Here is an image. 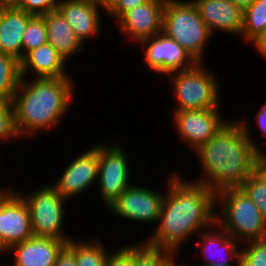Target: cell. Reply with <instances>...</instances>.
Returning a JSON list of instances; mask_svg holds the SVG:
<instances>
[{"mask_svg": "<svg viewBox=\"0 0 266 266\" xmlns=\"http://www.w3.org/2000/svg\"><path fill=\"white\" fill-rule=\"evenodd\" d=\"M169 175L157 226L145 242L177 257L188 239L216 224V194L177 172Z\"/></svg>", "mask_w": 266, "mask_h": 266, "instance_id": "obj_1", "label": "cell"}, {"mask_svg": "<svg viewBox=\"0 0 266 266\" xmlns=\"http://www.w3.org/2000/svg\"><path fill=\"white\" fill-rule=\"evenodd\" d=\"M246 117L229 121L207 142L193 152L202 174L195 182L213 193L240 188L261 165L260 144H256Z\"/></svg>", "mask_w": 266, "mask_h": 266, "instance_id": "obj_2", "label": "cell"}, {"mask_svg": "<svg viewBox=\"0 0 266 266\" xmlns=\"http://www.w3.org/2000/svg\"><path fill=\"white\" fill-rule=\"evenodd\" d=\"M72 80L70 77L21 78L11 103L19 138L33 139L32 135L61 125L74 100Z\"/></svg>", "mask_w": 266, "mask_h": 266, "instance_id": "obj_3", "label": "cell"}, {"mask_svg": "<svg viewBox=\"0 0 266 266\" xmlns=\"http://www.w3.org/2000/svg\"><path fill=\"white\" fill-rule=\"evenodd\" d=\"M216 205V223L238 242L266 239V218L240 188L217 193Z\"/></svg>", "mask_w": 266, "mask_h": 266, "instance_id": "obj_4", "label": "cell"}, {"mask_svg": "<svg viewBox=\"0 0 266 266\" xmlns=\"http://www.w3.org/2000/svg\"><path fill=\"white\" fill-rule=\"evenodd\" d=\"M162 32L182 46L196 62H205L212 34L192 0H166Z\"/></svg>", "mask_w": 266, "mask_h": 266, "instance_id": "obj_5", "label": "cell"}, {"mask_svg": "<svg viewBox=\"0 0 266 266\" xmlns=\"http://www.w3.org/2000/svg\"><path fill=\"white\" fill-rule=\"evenodd\" d=\"M213 72L204 62H197L192 68L170 74L171 94L176 100L173 111L220 108L222 80Z\"/></svg>", "mask_w": 266, "mask_h": 266, "instance_id": "obj_6", "label": "cell"}, {"mask_svg": "<svg viewBox=\"0 0 266 266\" xmlns=\"http://www.w3.org/2000/svg\"><path fill=\"white\" fill-rule=\"evenodd\" d=\"M33 190L27 195L22 191L18 192L28 205L33 237H51L60 240L73 238L66 231L64 232L65 229L62 227L66 219L65 204L68 200L62 197L50 183Z\"/></svg>", "mask_w": 266, "mask_h": 266, "instance_id": "obj_7", "label": "cell"}, {"mask_svg": "<svg viewBox=\"0 0 266 266\" xmlns=\"http://www.w3.org/2000/svg\"><path fill=\"white\" fill-rule=\"evenodd\" d=\"M113 145V146H112ZM107 145L99 142L98 195L104 208H108L125 190L132 185L129 157L118 143ZM131 166V167H130Z\"/></svg>", "mask_w": 266, "mask_h": 266, "instance_id": "obj_8", "label": "cell"}, {"mask_svg": "<svg viewBox=\"0 0 266 266\" xmlns=\"http://www.w3.org/2000/svg\"><path fill=\"white\" fill-rule=\"evenodd\" d=\"M17 190L10 186L0 189V255L33 237L28 205Z\"/></svg>", "mask_w": 266, "mask_h": 266, "instance_id": "obj_9", "label": "cell"}, {"mask_svg": "<svg viewBox=\"0 0 266 266\" xmlns=\"http://www.w3.org/2000/svg\"><path fill=\"white\" fill-rule=\"evenodd\" d=\"M80 153L70 159L59 179L50 184L68 201L87 192L96 184L98 178L99 144H94Z\"/></svg>", "mask_w": 266, "mask_h": 266, "instance_id": "obj_10", "label": "cell"}, {"mask_svg": "<svg viewBox=\"0 0 266 266\" xmlns=\"http://www.w3.org/2000/svg\"><path fill=\"white\" fill-rule=\"evenodd\" d=\"M163 192L132 184L107 208L112 215L142 224H157Z\"/></svg>", "mask_w": 266, "mask_h": 266, "instance_id": "obj_11", "label": "cell"}, {"mask_svg": "<svg viewBox=\"0 0 266 266\" xmlns=\"http://www.w3.org/2000/svg\"><path fill=\"white\" fill-rule=\"evenodd\" d=\"M142 46L146 66L153 73L170 75L192 68L197 62L174 39L160 32L138 43Z\"/></svg>", "mask_w": 266, "mask_h": 266, "instance_id": "obj_12", "label": "cell"}, {"mask_svg": "<svg viewBox=\"0 0 266 266\" xmlns=\"http://www.w3.org/2000/svg\"><path fill=\"white\" fill-rule=\"evenodd\" d=\"M219 113L220 108L173 111L172 123L180 141L193 152L229 121Z\"/></svg>", "mask_w": 266, "mask_h": 266, "instance_id": "obj_13", "label": "cell"}, {"mask_svg": "<svg viewBox=\"0 0 266 266\" xmlns=\"http://www.w3.org/2000/svg\"><path fill=\"white\" fill-rule=\"evenodd\" d=\"M165 3L166 0H150L126 11L114 24L129 42L139 43L162 32Z\"/></svg>", "mask_w": 266, "mask_h": 266, "instance_id": "obj_14", "label": "cell"}, {"mask_svg": "<svg viewBox=\"0 0 266 266\" xmlns=\"http://www.w3.org/2000/svg\"><path fill=\"white\" fill-rule=\"evenodd\" d=\"M198 235L200 242L197 241L196 244L200 248L199 254H202L205 261L199 266H233L232 261L237 262L241 252L240 242L217 223L211 229H206Z\"/></svg>", "mask_w": 266, "mask_h": 266, "instance_id": "obj_15", "label": "cell"}, {"mask_svg": "<svg viewBox=\"0 0 266 266\" xmlns=\"http://www.w3.org/2000/svg\"><path fill=\"white\" fill-rule=\"evenodd\" d=\"M204 24L215 31L241 36L244 10L231 0H192Z\"/></svg>", "mask_w": 266, "mask_h": 266, "instance_id": "obj_16", "label": "cell"}, {"mask_svg": "<svg viewBox=\"0 0 266 266\" xmlns=\"http://www.w3.org/2000/svg\"><path fill=\"white\" fill-rule=\"evenodd\" d=\"M69 240L51 237H32L11 246L13 266H54L58 254Z\"/></svg>", "mask_w": 266, "mask_h": 266, "instance_id": "obj_17", "label": "cell"}, {"mask_svg": "<svg viewBox=\"0 0 266 266\" xmlns=\"http://www.w3.org/2000/svg\"><path fill=\"white\" fill-rule=\"evenodd\" d=\"M57 9L84 45L87 39L98 37L102 28V10L90 0H61Z\"/></svg>", "mask_w": 266, "mask_h": 266, "instance_id": "obj_18", "label": "cell"}, {"mask_svg": "<svg viewBox=\"0 0 266 266\" xmlns=\"http://www.w3.org/2000/svg\"><path fill=\"white\" fill-rule=\"evenodd\" d=\"M67 64H69L67 60L47 42L22 57L20 60L21 77L27 78L30 74L28 78L70 77L66 71Z\"/></svg>", "mask_w": 266, "mask_h": 266, "instance_id": "obj_19", "label": "cell"}, {"mask_svg": "<svg viewBox=\"0 0 266 266\" xmlns=\"http://www.w3.org/2000/svg\"><path fill=\"white\" fill-rule=\"evenodd\" d=\"M32 17L21 8L1 7L0 52L22 59L23 34Z\"/></svg>", "mask_w": 266, "mask_h": 266, "instance_id": "obj_20", "label": "cell"}, {"mask_svg": "<svg viewBox=\"0 0 266 266\" xmlns=\"http://www.w3.org/2000/svg\"><path fill=\"white\" fill-rule=\"evenodd\" d=\"M47 28L48 43H50L67 62L78 52H83L86 47L77 38L74 30L66 21L62 13L52 10L42 16Z\"/></svg>", "mask_w": 266, "mask_h": 266, "instance_id": "obj_21", "label": "cell"}, {"mask_svg": "<svg viewBox=\"0 0 266 266\" xmlns=\"http://www.w3.org/2000/svg\"><path fill=\"white\" fill-rule=\"evenodd\" d=\"M242 36L266 60V0H255L244 9Z\"/></svg>", "mask_w": 266, "mask_h": 266, "instance_id": "obj_22", "label": "cell"}, {"mask_svg": "<svg viewBox=\"0 0 266 266\" xmlns=\"http://www.w3.org/2000/svg\"><path fill=\"white\" fill-rule=\"evenodd\" d=\"M67 246L75 253L77 266H106L109 251L101 238H71Z\"/></svg>", "mask_w": 266, "mask_h": 266, "instance_id": "obj_23", "label": "cell"}, {"mask_svg": "<svg viewBox=\"0 0 266 266\" xmlns=\"http://www.w3.org/2000/svg\"><path fill=\"white\" fill-rule=\"evenodd\" d=\"M21 78L20 60L0 52V101L12 103Z\"/></svg>", "mask_w": 266, "mask_h": 266, "instance_id": "obj_24", "label": "cell"}, {"mask_svg": "<svg viewBox=\"0 0 266 266\" xmlns=\"http://www.w3.org/2000/svg\"><path fill=\"white\" fill-rule=\"evenodd\" d=\"M175 258L171 251L145 241L133 243V266H168Z\"/></svg>", "mask_w": 266, "mask_h": 266, "instance_id": "obj_25", "label": "cell"}, {"mask_svg": "<svg viewBox=\"0 0 266 266\" xmlns=\"http://www.w3.org/2000/svg\"><path fill=\"white\" fill-rule=\"evenodd\" d=\"M240 189L266 218V170L260 165L241 185Z\"/></svg>", "mask_w": 266, "mask_h": 266, "instance_id": "obj_26", "label": "cell"}, {"mask_svg": "<svg viewBox=\"0 0 266 266\" xmlns=\"http://www.w3.org/2000/svg\"><path fill=\"white\" fill-rule=\"evenodd\" d=\"M48 42L47 28L42 16H33L23 34L22 57L32 49Z\"/></svg>", "mask_w": 266, "mask_h": 266, "instance_id": "obj_27", "label": "cell"}, {"mask_svg": "<svg viewBox=\"0 0 266 266\" xmlns=\"http://www.w3.org/2000/svg\"><path fill=\"white\" fill-rule=\"evenodd\" d=\"M240 256L251 266H266V239L242 244Z\"/></svg>", "mask_w": 266, "mask_h": 266, "instance_id": "obj_28", "label": "cell"}, {"mask_svg": "<svg viewBox=\"0 0 266 266\" xmlns=\"http://www.w3.org/2000/svg\"><path fill=\"white\" fill-rule=\"evenodd\" d=\"M18 139L19 136L14 124V111L11 103L0 101V141ZM0 142V145L2 144Z\"/></svg>", "mask_w": 266, "mask_h": 266, "instance_id": "obj_29", "label": "cell"}, {"mask_svg": "<svg viewBox=\"0 0 266 266\" xmlns=\"http://www.w3.org/2000/svg\"><path fill=\"white\" fill-rule=\"evenodd\" d=\"M61 0H22L19 8L33 16H43L57 9Z\"/></svg>", "mask_w": 266, "mask_h": 266, "instance_id": "obj_30", "label": "cell"}, {"mask_svg": "<svg viewBox=\"0 0 266 266\" xmlns=\"http://www.w3.org/2000/svg\"><path fill=\"white\" fill-rule=\"evenodd\" d=\"M106 266H133V244L109 250Z\"/></svg>", "mask_w": 266, "mask_h": 266, "instance_id": "obj_31", "label": "cell"}, {"mask_svg": "<svg viewBox=\"0 0 266 266\" xmlns=\"http://www.w3.org/2000/svg\"><path fill=\"white\" fill-rule=\"evenodd\" d=\"M150 0H119L118 3L107 13L110 19L116 22L126 11L143 5Z\"/></svg>", "mask_w": 266, "mask_h": 266, "instance_id": "obj_32", "label": "cell"}, {"mask_svg": "<svg viewBox=\"0 0 266 266\" xmlns=\"http://www.w3.org/2000/svg\"><path fill=\"white\" fill-rule=\"evenodd\" d=\"M54 266H77L75 253L66 245L58 254Z\"/></svg>", "mask_w": 266, "mask_h": 266, "instance_id": "obj_33", "label": "cell"}, {"mask_svg": "<svg viewBox=\"0 0 266 266\" xmlns=\"http://www.w3.org/2000/svg\"><path fill=\"white\" fill-rule=\"evenodd\" d=\"M259 111L256 113V124L263 136L266 137V103L262 104Z\"/></svg>", "mask_w": 266, "mask_h": 266, "instance_id": "obj_34", "label": "cell"}, {"mask_svg": "<svg viewBox=\"0 0 266 266\" xmlns=\"http://www.w3.org/2000/svg\"><path fill=\"white\" fill-rule=\"evenodd\" d=\"M119 0H93V2L105 13H107L118 3Z\"/></svg>", "mask_w": 266, "mask_h": 266, "instance_id": "obj_35", "label": "cell"}, {"mask_svg": "<svg viewBox=\"0 0 266 266\" xmlns=\"http://www.w3.org/2000/svg\"><path fill=\"white\" fill-rule=\"evenodd\" d=\"M231 1L244 10L245 8L250 6L255 0H231Z\"/></svg>", "mask_w": 266, "mask_h": 266, "instance_id": "obj_36", "label": "cell"}, {"mask_svg": "<svg viewBox=\"0 0 266 266\" xmlns=\"http://www.w3.org/2000/svg\"><path fill=\"white\" fill-rule=\"evenodd\" d=\"M22 4V0H9V7L19 8Z\"/></svg>", "mask_w": 266, "mask_h": 266, "instance_id": "obj_37", "label": "cell"}, {"mask_svg": "<svg viewBox=\"0 0 266 266\" xmlns=\"http://www.w3.org/2000/svg\"><path fill=\"white\" fill-rule=\"evenodd\" d=\"M234 264H236V266H251L241 256H239L237 262Z\"/></svg>", "mask_w": 266, "mask_h": 266, "instance_id": "obj_38", "label": "cell"}, {"mask_svg": "<svg viewBox=\"0 0 266 266\" xmlns=\"http://www.w3.org/2000/svg\"><path fill=\"white\" fill-rule=\"evenodd\" d=\"M261 166L266 170V153L264 151L261 153Z\"/></svg>", "mask_w": 266, "mask_h": 266, "instance_id": "obj_39", "label": "cell"}, {"mask_svg": "<svg viewBox=\"0 0 266 266\" xmlns=\"http://www.w3.org/2000/svg\"><path fill=\"white\" fill-rule=\"evenodd\" d=\"M1 7H9V0H0Z\"/></svg>", "mask_w": 266, "mask_h": 266, "instance_id": "obj_40", "label": "cell"}, {"mask_svg": "<svg viewBox=\"0 0 266 266\" xmlns=\"http://www.w3.org/2000/svg\"><path fill=\"white\" fill-rule=\"evenodd\" d=\"M177 262V258H175L168 266H184V261L182 263V265H179Z\"/></svg>", "mask_w": 266, "mask_h": 266, "instance_id": "obj_41", "label": "cell"}]
</instances>
